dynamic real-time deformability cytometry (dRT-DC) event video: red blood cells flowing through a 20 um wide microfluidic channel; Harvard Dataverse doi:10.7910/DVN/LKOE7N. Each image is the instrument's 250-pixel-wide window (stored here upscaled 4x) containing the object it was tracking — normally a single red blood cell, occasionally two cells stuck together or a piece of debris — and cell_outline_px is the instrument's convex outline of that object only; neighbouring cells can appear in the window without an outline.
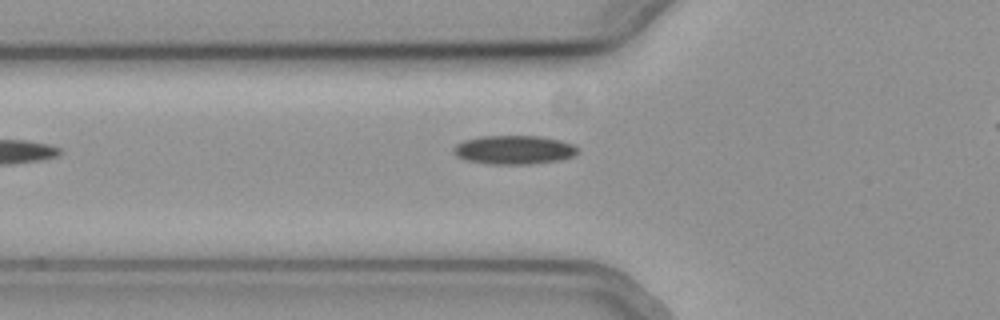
{"species": "common noctule bat (a hibernating species)", "species_latin": "Nyctalus noctula", "temperature_condition": "cold", "stored_images_in_passage": 10, "camera_frame_rate_fps": 3000, "um_per_image_px": 0.085, "animal": {"sex": "female", "body_mass_g": 19.3, "forearm_length_mm": 54.1}, "frame": {"image": 1, "passage_image": 2, "time_ms": 0.333, "image_size_px": [1000, 320], "cell_outline_px": [[576, 152], [572, 156], [560, 160], [528, 164], [488, 164], [468, 160], [456, 156], [452, 152], [452, 148], [456, 144], [464, 140], [480, 136], [540, 136], [560, 140], [572, 144], [576, 148]], "centroid_in_image_um": [43.63, 12.73], "position_along_channel_um": 82.2, "area_um2": 20.75}}
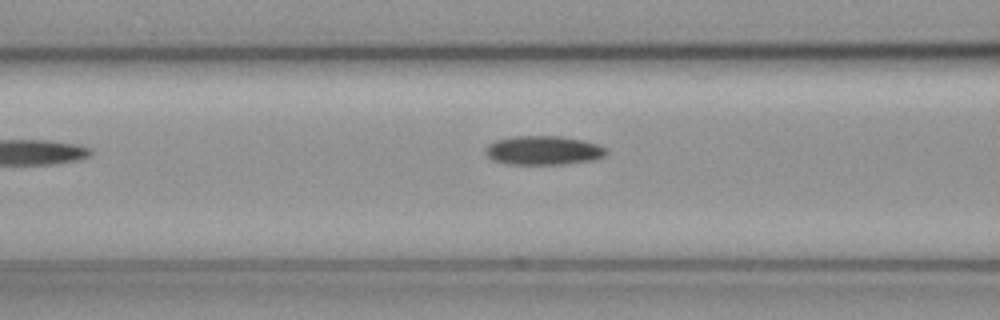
{"frame": {"image": 2, "passage_image": 5, "time_ms": 1.333, "image_size_px": [1000, 320], "cell_outline_px": [[608, 152], [604, 156], [596, 160], [564, 164], [508, 164], [492, 160], [484, 152], [484, 148], [488, 144], [496, 140], [516, 136], [560, 136], [584, 140], [600, 144]], "centroid_in_image_um": [46.2, 12.78], "position_along_channel_um": 120.4, "area_um2": 20.63}}